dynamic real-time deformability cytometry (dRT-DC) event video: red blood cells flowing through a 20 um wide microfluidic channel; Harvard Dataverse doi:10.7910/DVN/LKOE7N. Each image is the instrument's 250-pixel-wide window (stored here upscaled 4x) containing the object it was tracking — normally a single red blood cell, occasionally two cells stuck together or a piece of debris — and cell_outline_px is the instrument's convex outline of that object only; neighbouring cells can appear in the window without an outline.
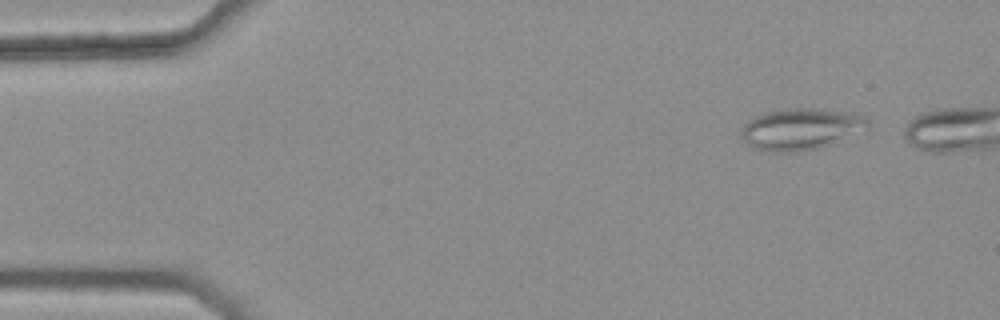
{"species": "common noctule bat (a hibernating species)", "species_latin": "Nyctalus noctula", "temperature_condition": "warm", "stored_images_in_passage": 48, "camera_frame_rate_fps": 3000, "um_per_image_px": 0.085, "animal": {"sex": "female", "body_mass_g": 25.1}, "frame": {"image": 1, "passage_image": 5, "time_ms": 1.333, "image_size_px": [1000, 320], "cell_outline_px": [[868, 124], [832, 144], [820, 148], [796, 152], [768, 152], [756, 148], [748, 144], [740, 136], [740, 132], [744, 124], [748, 120], [764, 112], [784, 108], [812, 108], [856, 112], [864, 116], [868, 120]], "centroid_in_image_um": [67.99, 10.95], "position_along_channel_um": 17.0, "area_um2": 30.46}}
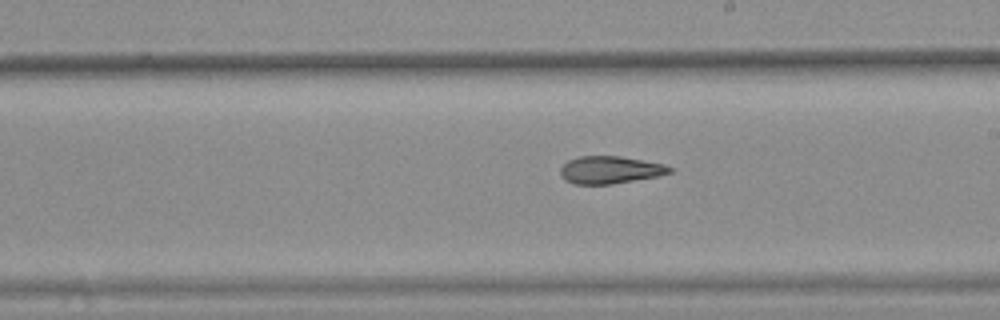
{"frame": {"image": 2, "passage_image": 30, "time_ms": 9.667, "image_size_px": [1000, 320], "cell_outline_px": [[672, 172], [660, 176], [612, 184], [572, 184], [564, 180], [560, 176], [560, 168], [568, 160], [580, 156], [620, 156], [664, 164], [672, 168]], "centroid_in_image_um": [51.84, 14.45], "position_along_channel_um": 237.2, "area_um2": 17.63}}
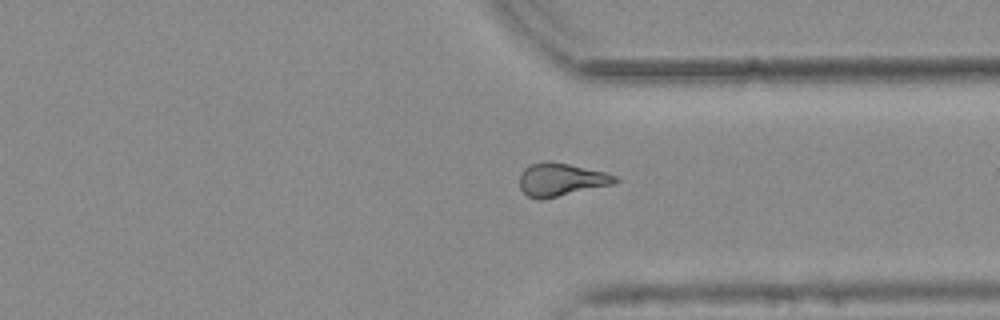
{"frame": {"image": 3, "passage_image": 40, "time_ms": 13.0, "image_size_px": [1000, 320], "cell_outline_px": [[620, 180], [612, 184], [540, 200], [528, 196], [520, 188], [520, 172], [524, 168], [532, 164], [544, 160], [552, 160], [604, 172], [616, 176]], "centroid_in_image_um": [47.65, 15.24], "position_along_channel_um": 363.7, "area_um2": 18.26}, "authors_computed_cell_mechanics": {"area_um2": 18.496, "velocity_mm_per_s": 3.7877, "shape_relaxation_time_tau1_ms": null, "shape_relaxation_time_tau2_ms": 4.7127, "deformation_change_tau1": null, "deformation_change_tau2": 0.1558}}